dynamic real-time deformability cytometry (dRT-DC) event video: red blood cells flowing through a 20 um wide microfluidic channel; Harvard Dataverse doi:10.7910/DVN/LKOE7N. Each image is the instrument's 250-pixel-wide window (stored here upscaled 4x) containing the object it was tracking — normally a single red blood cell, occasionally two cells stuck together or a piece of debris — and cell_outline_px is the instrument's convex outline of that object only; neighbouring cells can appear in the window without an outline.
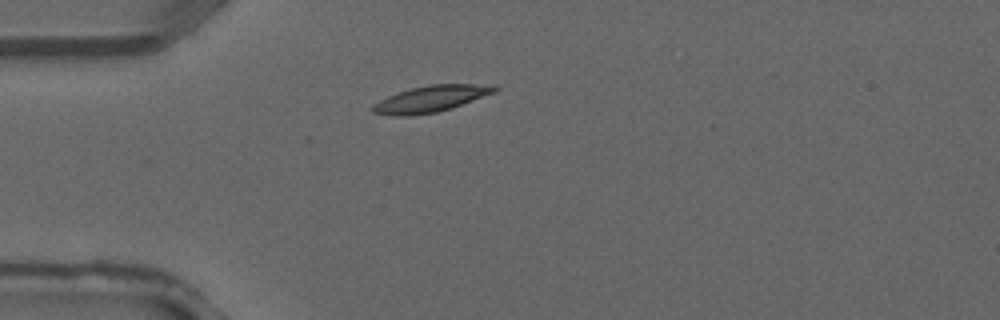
{"species": "common noctule bat (a hibernating species)", "species_latin": "Nyctalus noctula", "temperature_condition": "warm", "stored_images_in_passage": 1, "camera_frame_rate_fps": 3000, "um_per_image_px": 0.085, "animal": {"sex": "male", "forearm_length_mm": 52.5}, "frame": {"image": 1, "passage_image": 1, "time_ms": 0.0, "image_size_px": [1000, 320], "cell_outline_px": [[500, 88], [496, 92], [452, 108], [436, 112], [408, 116], [396, 116], [372, 112], [368, 108], [372, 104], [388, 96], [412, 88], [428, 84], [496, 84]], "centroid_in_image_um": [36.65, 8.39], "position_along_channel_um": 48.3, "area_um2": 18.9}}